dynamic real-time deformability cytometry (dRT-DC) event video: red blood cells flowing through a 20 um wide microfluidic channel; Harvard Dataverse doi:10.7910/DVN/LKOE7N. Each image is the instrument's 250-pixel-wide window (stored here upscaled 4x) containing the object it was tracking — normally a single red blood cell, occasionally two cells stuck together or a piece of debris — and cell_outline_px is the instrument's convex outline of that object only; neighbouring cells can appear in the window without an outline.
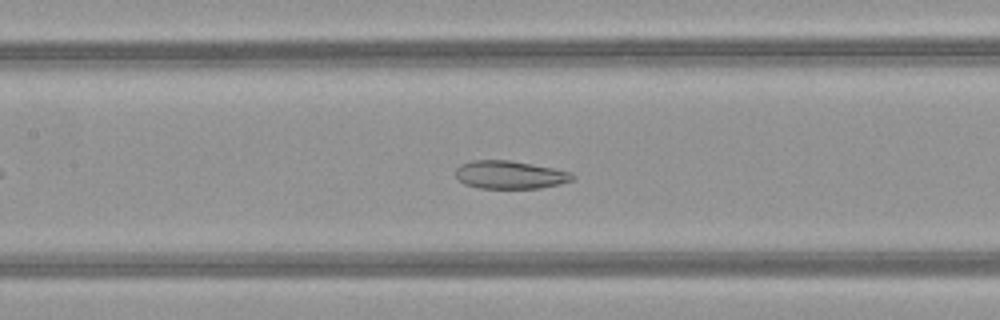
{"species": "common noctule bat (a hibernating species)", "species_latin": "Nyctalus noctula", "temperature_condition": "warm", "stored_images_in_passage": 37, "camera_frame_rate_fps": 3000, "um_per_image_px": 0.085, "animal": {"sex": "female", "body_mass_g": 21.9}, "frame": {"image": 1, "passage_image": 24, "time_ms": 7.667, "image_size_px": [1000, 320], "cell_outline_px": [[576, 176], [572, 180], [560, 184], [540, 188], [480, 188], [464, 184], [456, 176], [456, 168], [460, 164], [472, 160], [508, 160], [532, 164], [572, 172]], "centroid_in_image_um": [43.35, 14.85], "position_along_channel_um": 164.1, "area_um2": 19.07}}
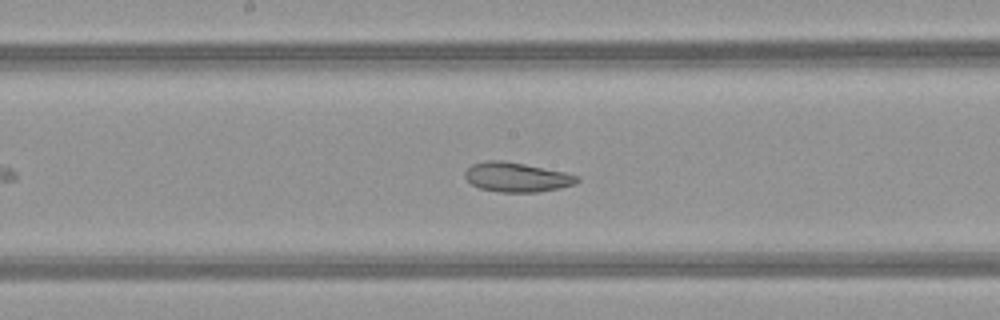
{"frame": {"image": 2, "passage_image": 27, "time_ms": 8.667, "image_size_px": [1000, 320], "cell_outline_px": [[580, 180], [576, 184], [560, 188], [536, 192], [500, 192], [480, 188], [472, 184], [464, 176], [464, 172], [472, 164], [484, 160], [504, 160], [564, 172], [580, 176]], "centroid_in_image_um": [43.93, 15.05], "position_along_channel_um": 204.3, "area_um2": 19.31}}
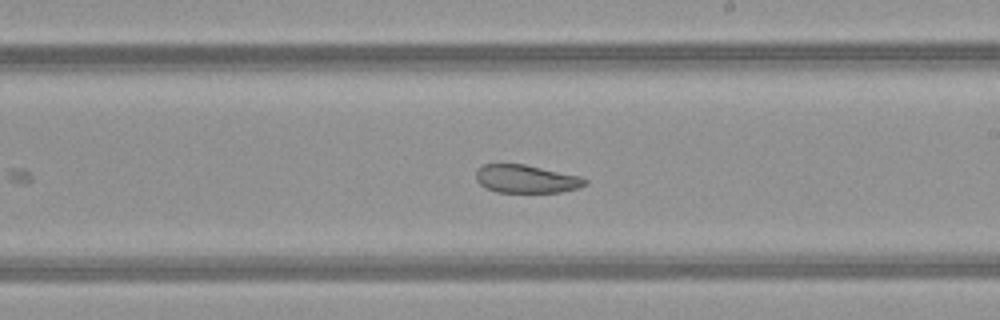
{"frame": {"image": 3, "passage_image": 30, "time_ms": 9.667, "image_size_px": [1000, 320], "cell_outline_px": [[588, 184], [580, 188], [560, 192], [496, 192], [480, 184], [476, 180], [476, 172], [484, 164], [524, 164], [580, 176], [588, 180]], "centroid_in_image_um": [44.77, 15.21], "position_along_channel_um": 244.2, "area_um2": 17.8}}